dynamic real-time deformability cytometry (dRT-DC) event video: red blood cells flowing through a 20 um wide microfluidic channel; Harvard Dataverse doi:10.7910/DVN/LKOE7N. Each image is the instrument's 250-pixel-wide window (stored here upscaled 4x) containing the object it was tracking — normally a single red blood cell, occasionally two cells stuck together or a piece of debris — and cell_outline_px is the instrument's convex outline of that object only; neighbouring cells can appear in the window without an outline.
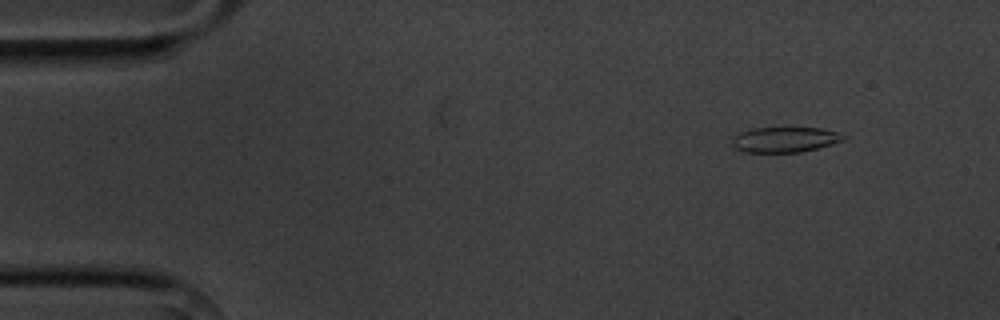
{"species": "common noctule bat (a hibernating species)", "species_latin": "Nyctalus noctula", "temperature_condition": "cold", "stored_images_in_passage": 3, "camera_frame_rate_fps": 3000, "um_per_image_px": 0.085, "animal": {"sex": "male", "body_mass_g": 20.1, "forearm_length_mm": 53.5}, "frame": {"image": 1, "passage_image": 1, "time_ms": 0.0, "image_size_px": [1000, 320], "cell_outline_px": [[848, 136], [844, 140], [832, 144], [800, 152], [744, 152], [736, 148], [732, 144], [732, 140], [740, 132], [752, 128], [788, 124], [820, 128], [836, 132]], "centroid_in_image_um": [66.73, 11.8], "position_along_channel_um": 18.3, "area_um2": 17.22}}